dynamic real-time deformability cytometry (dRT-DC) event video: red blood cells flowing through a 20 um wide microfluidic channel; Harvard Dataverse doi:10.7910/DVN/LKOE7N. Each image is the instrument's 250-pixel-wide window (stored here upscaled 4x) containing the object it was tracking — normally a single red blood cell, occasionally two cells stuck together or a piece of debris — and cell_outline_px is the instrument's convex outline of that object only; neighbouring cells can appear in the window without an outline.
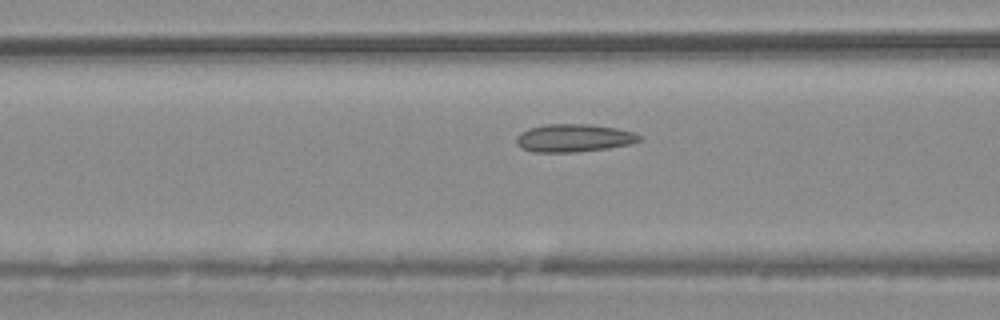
{"species": "common noctule bat (a hibernating species)", "species_latin": "Nyctalus noctula", "temperature_condition": "warm", "stored_images_in_passage": 41, "camera_frame_rate_fps": 3000, "um_per_image_px": 0.085, "animal": {"sex": "male", "body_mass_g": 20.4}, "frame": {"image": 1, "passage_image": 8, "time_ms": 2.333, "image_size_px": [1000, 320], "cell_outline_px": [[640, 140], [628, 144], [608, 148], [576, 152], [532, 152], [520, 148], [516, 144], [516, 136], [520, 132], [528, 128], [544, 124], [592, 124], [616, 128], [632, 132], [640, 136]], "centroid_in_image_um": [48.69, 11.73], "position_along_channel_um": 117.9, "area_um2": 20.06}}
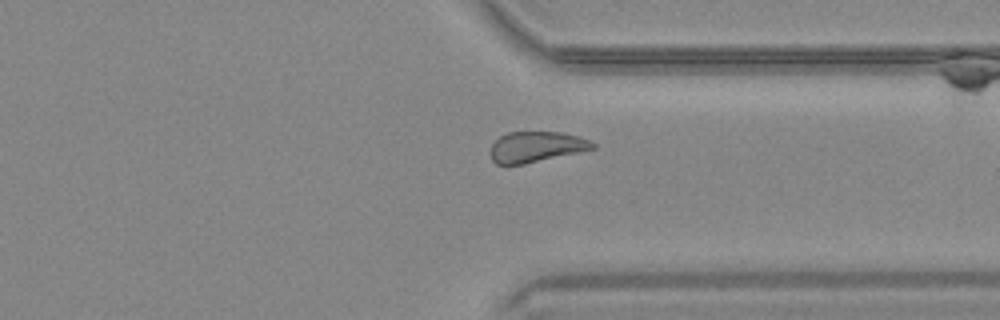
{"frame": {"image": 2, "passage_image": 28, "time_ms": 9.0, "image_size_px": [1000, 320], "cell_outline_px": [[596, 148], [524, 164], [496, 164], [492, 160], [492, 144], [500, 136], [508, 132], [560, 132], [580, 136], [596, 144]], "centroid_in_image_um": [45.6, 12.47], "position_along_channel_um": 365.8, "area_um2": 18.03}}
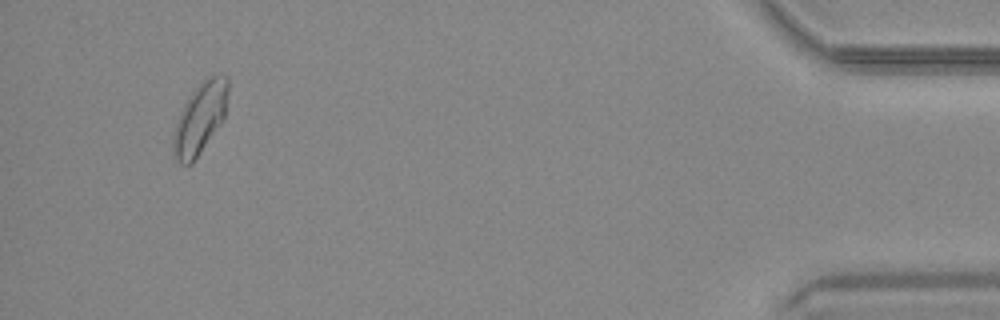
{"frame": {"image": 3, "passage_image": 38, "time_ms": 12.333, "image_size_px": [1000, 320], "cell_outline_px": [[228, 92], [224, 116], [192, 164], [180, 164], [176, 160], [172, 144], [172, 132], [180, 112], [188, 96], [204, 80], [212, 76], [228, 76]], "centroid_in_image_um": [16.96, 10.07], "position_along_channel_um": 418.2, "area_um2": 22.14}, "authors_computed_cell_mechanics": {"area_um2": 19.2474, "velocity_mm_per_s": 3.721, "shape_relaxation_time_tau1_ms": 5.3996, "shape_relaxation_time_tau2_ms": 1.464, "deformation_change_tau1": 0.1157, "deformation_change_tau2": 0.0765}}